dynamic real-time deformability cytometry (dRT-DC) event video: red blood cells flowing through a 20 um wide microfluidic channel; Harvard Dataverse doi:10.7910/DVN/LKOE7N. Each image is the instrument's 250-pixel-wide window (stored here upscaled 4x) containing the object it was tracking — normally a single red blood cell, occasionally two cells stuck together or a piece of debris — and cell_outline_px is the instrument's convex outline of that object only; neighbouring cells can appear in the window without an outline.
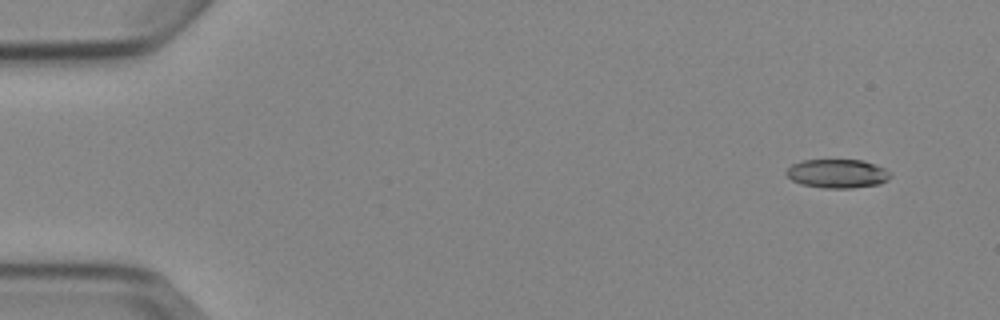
{"species": "Egyptian fruit bat (a non-hibernating species)", "species_latin": "Rousettus aegyptiacus", "temperature_condition": "cold", "stored_images_in_passage": 6, "camera_frame_rate_fps": 3000, "um_per_image_px": 0.085, "animal": {"sex": "female"}, "frame": {"image": 1, "passage_image": 1, "time_ms": 0.0, "image_size_px": [1000, 320], "cell_outline_px": [[892, 176], [888, 180], [880, 184], [852, 188], [824, 188], [800, 184], [792, 180], [784, 172], [792, 164], [804, 160], [864, 160], [876, 164], [892, 172]], "centroid_in_image_um": [71.21, 14.76], "position_along_channel_um": 13.8, "area_um2": 17.69}}
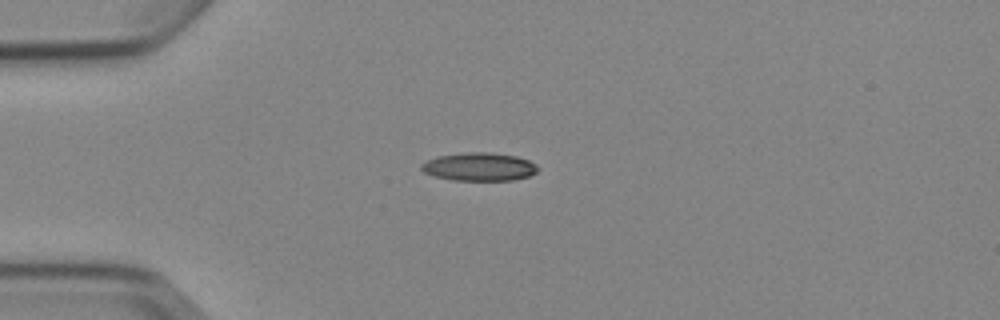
{"frame": {"image": 2, "passage_image": 4, "time_ms": 3.333, "image_size_px": [1000, 320], "cell_outline_px": [[540, 168], [536, 172], [528, 176], [512, 180], [452, 180], [436, 176], [424, 172], [420, 168], [420, 164], [436, 156], [468, 152], [492, 152], [516, 156], [528, 160], [536, 164]], "centroid_in_image_um": [40.74, 14.16], "position_along_channel_um": 44.3, "area_um2": 19.13}}
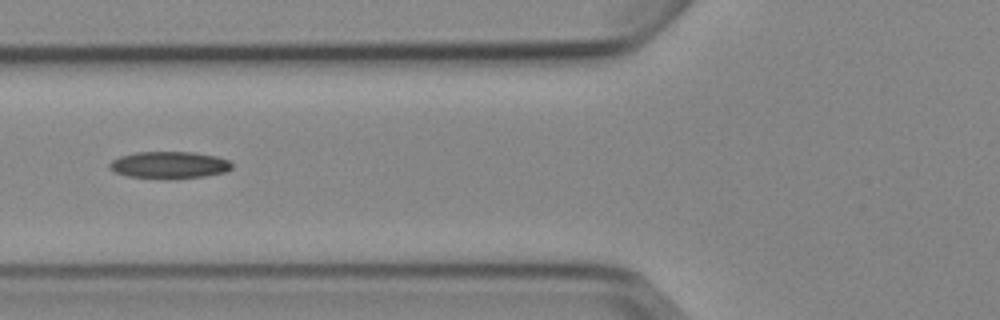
{"frame": {"image": 3, "passage_image": 6, "time_ms": 5.667, "image_size_px": [1000, 320], "cell_outline_px": [[232, 168], [224, 172], [204, 176], [172, 180], [164, 180], [128, 176], [116, 172], [108, 168], [108, 164], [112, 160], [120, 156], [136, 152], [196, 152], [216, 156], [228, 160], [232, 164]], "centroid_in_image_um": [14.37, 14.04], "position_along_channel_um": 111.4, "area_um2": 19.59}}